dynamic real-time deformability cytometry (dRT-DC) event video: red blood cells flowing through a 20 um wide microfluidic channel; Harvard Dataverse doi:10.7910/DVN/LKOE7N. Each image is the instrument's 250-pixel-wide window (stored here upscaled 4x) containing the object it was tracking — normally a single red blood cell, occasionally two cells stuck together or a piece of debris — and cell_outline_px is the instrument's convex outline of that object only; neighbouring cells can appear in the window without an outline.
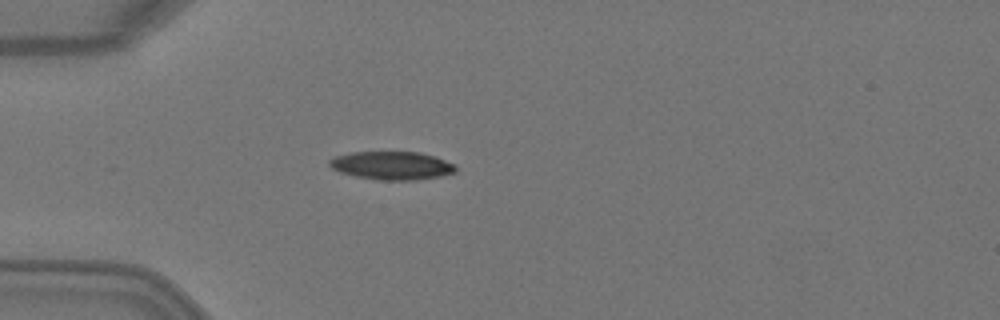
{"species": "Egyptian fruit bat (a non-hibernating species)", "species_latin": "Rousettus aegyptiacus", "temperature_condition": "warm", "stored_images_in_passage": 3, "camera_frame_rate_fps": 3000, "um_per_image_px": 0.085, "animal": {"sex": "female"}, "frame": {"image": 1, "passage_image": 3, "time_ms": 0.667, "image_size_px": [1000, 320], "cell_outline_px": [[456, 172], [440, 176], [416, 180], [380, 180], [356, 176], [340, 172], [332, 168], [328, 164], [328, 160], [336, 156], [352, 152], [420, 152], [456, 164]], "centroid_in_image_um": [33.31, 14.07], "position_along_channel_um": 51.7, "area_um2": 20.69}}